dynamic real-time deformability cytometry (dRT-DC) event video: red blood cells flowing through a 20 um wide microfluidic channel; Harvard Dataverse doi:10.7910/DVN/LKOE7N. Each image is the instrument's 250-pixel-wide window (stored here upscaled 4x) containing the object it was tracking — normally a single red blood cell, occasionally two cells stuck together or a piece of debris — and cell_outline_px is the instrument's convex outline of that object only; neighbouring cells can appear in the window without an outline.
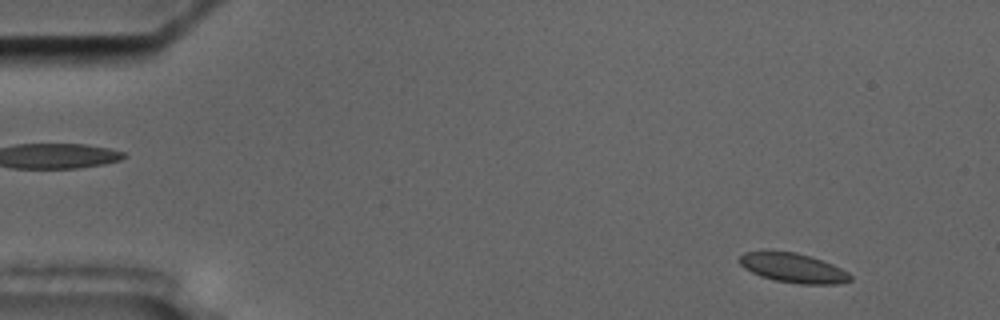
{"species": "common noctule bat (a hibernating species)", "species_latin": "Nyctalus noctula", "temperature_condition": "cold", "stored_images_in_passage": 57, "camera_frame_rate_fps": 3000, "um_per_image_px": 0.085, "animal": {"sex": "male", "body_mass_g": 17.5, "forearm_length_mm": 52.3}, "frame": {"image": 1, "passage_image": 5, "time_ms": 1.333, "image_size_px": [1000, 320], "cell_outline_px": [[852, 280], [836, 284], [800, 284], [776, 280], [760, 276], [744, 268], [736, 260], [744, 252], [768, 248], [796, 252], [832, 264], [848, 272], [852, 276]], "centroid_in_image_um": [67.33, 22.73], "position_along_channel_um": 17.7, "area_um2": 19.48}}
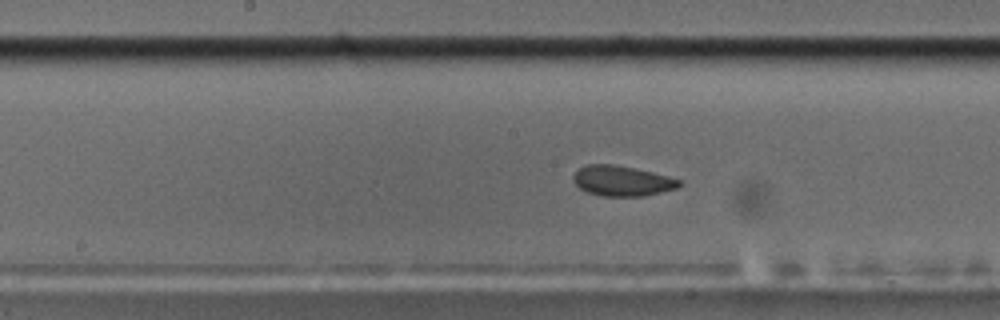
{"frame": {"image": 2, "passage_image": 29, "time_ms": 9.333, "image_size_px": [1000, 320], "cell_outline_px": [[684, 184], [676, 188], [644, 196], [600, 196], [588, 192], [580, 188], [572, 180], [572, 176], [584, 164], [612, 164], [652, 172], [668, 176], [680, 180]], "centroid_in_image_um": [52.86, 15.37], "position_along_channel_um": 195.3, "area_um2": 18.61}}
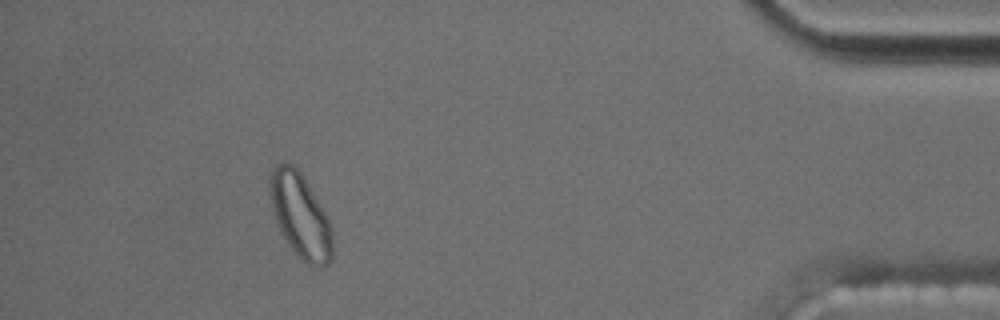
{"frame": {"image": 3, "passage_image": 52, "time_ms": 17.0, "image_size_px": [1000, 320], "cell_outline_px": [[332, 260], [328, 264], [316, 268], [308, 264], [288, 244], [276, 224], [272, 212], [268, 192], [268, 176], [272, 168], [276, 164], [292, 164], [300, 172], [324, 212], [328, 220], [332, 232]], "centroid_in_image_um": [25.48, 18.32], "position_along_channel_um": 409.7, "area_um2": 30.63}}